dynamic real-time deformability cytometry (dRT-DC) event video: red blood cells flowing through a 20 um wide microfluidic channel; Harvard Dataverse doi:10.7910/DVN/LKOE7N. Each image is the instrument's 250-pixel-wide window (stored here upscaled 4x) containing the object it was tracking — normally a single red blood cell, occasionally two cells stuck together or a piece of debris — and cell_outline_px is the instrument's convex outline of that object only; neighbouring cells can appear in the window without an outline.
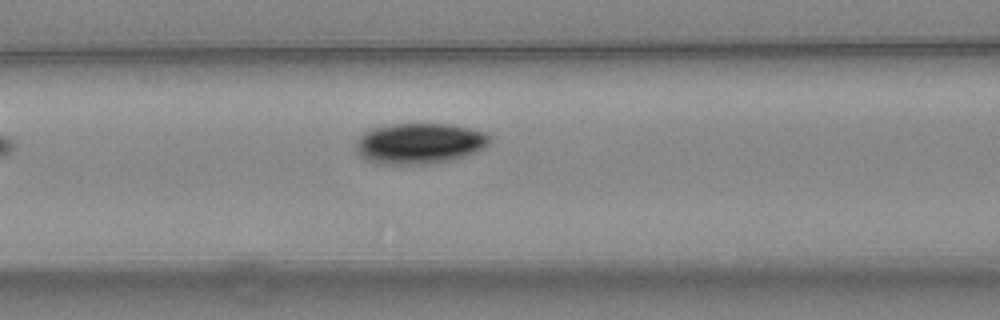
{"species": "common noctule bat (a hibernating species)", "species_latin": "Nyctalus noctula", "temperature_condition": "warm", "stored_images_in_passage": 4, "camera_frame_rate_fps": 3000, "um_per_image_px": 0.085, "animal": {"sex": "female", "body_mass_g": 24.6, "forearm_length_mm": 56.2}, "frame": {"image": 1, "passage_image": 4, "time_ms": 1.0, "image_size_px": [1000, 320], "cell_outline_px": [[492, 140], [484, 148], [476, 152], [464, 156], [448, 160], [428, 164], [380, 164], [364, 160], [356, 152], [356, 144], [360, 136], [364, 132], [372, 128], [392, 124], [452, 124], [484, 132], [492, 136]], "centroid_in_image_um": [35.65, 12.19], "position_along_channel_um": 131.0, "area_um2": 31.91}}